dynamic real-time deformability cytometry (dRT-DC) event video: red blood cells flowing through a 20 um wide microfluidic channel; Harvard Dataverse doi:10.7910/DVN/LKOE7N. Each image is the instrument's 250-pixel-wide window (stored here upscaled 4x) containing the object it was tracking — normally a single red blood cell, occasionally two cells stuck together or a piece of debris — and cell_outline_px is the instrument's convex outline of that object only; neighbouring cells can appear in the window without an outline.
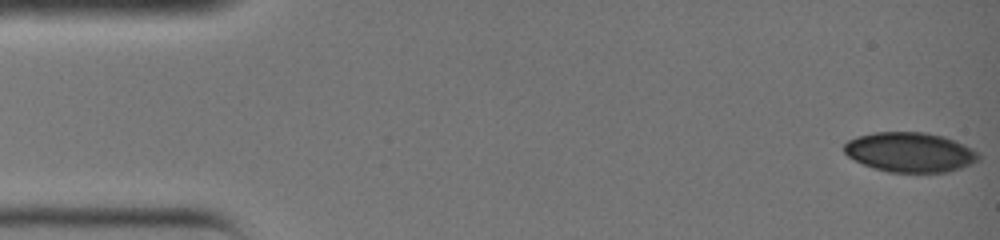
{"species": "common noctule bat (a hibernating species)", "species_latin": "Nyctalus noctula", "temperature_condition": "warm", "stored_images_in_passage": 39, "camera_frame_rate_fps": 3000, "um_per_image_px": 0.085, "animal": {"sex": "female", "body_mass_g": 19.0, "forearm_length_mm": 51.5}, "frame": {"image": 1, "passage_image": 1, "time_ms": 0.0, "image_size_px": [1000, 240], "cell_outline_px": [[980, 160], [960, 168], [948, 172], [888, 172], [872, 168], [848, 156], [844, 152], [844, 144], [848, 140], [860, 136], [876, 132], [920, 132], [940, 136], [956, 140], [980, 152]], "centroid_in_image_um": [77.38, 12.94], "position_along_channel_um": 7.6, "area_um2": 31.04}}
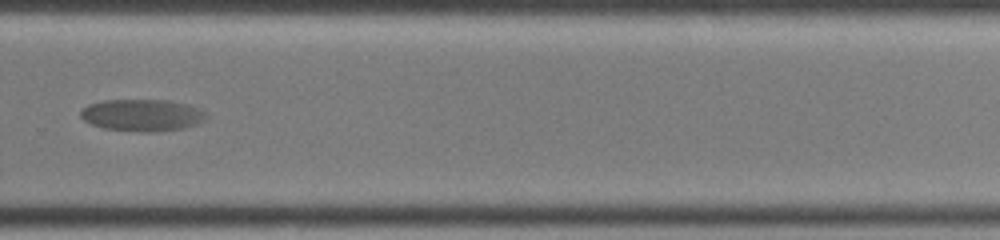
{"frame": {"image": 2, "passage_image": 28, "time_ms": 9.0, "image_size_px": [1000, 240], "cell_outline_px": [[208, 116], [204, 120], [188, 128], [156, 132], [140, 132], [104, 128], [92, 124], [84, 120], [80, 116], [80, 112], [88, 104], [104, 100], [168, 100], [188, 104], [204, 112]], "centroid_in_image_um": [12.1, 9.79], "position_along_channel_um": 317.7, "area_um2": 23.47}}
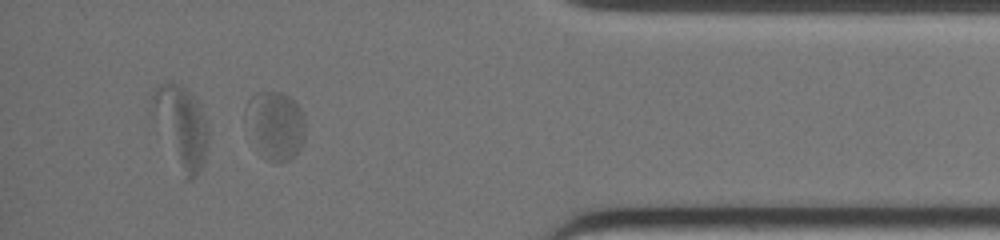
{"frame": {"image": 3, "passage_image": 35, "time_ms": 11.333, "image_size_px": [1000, 240], "cell_outline_px": [[304, 140], [300, 148], [288, 160], [280, 164], [276, 164], [264, 160], [256, 152], [244, 112], [244, 108], [248, 100], [256, 92], [280, 92], [288, 96], [300, 108], [304, 116]], "centroid_in_image_um": [23.36, 10.7], "position_along_channel_um": 411.8, "area_um2": 24.1}}